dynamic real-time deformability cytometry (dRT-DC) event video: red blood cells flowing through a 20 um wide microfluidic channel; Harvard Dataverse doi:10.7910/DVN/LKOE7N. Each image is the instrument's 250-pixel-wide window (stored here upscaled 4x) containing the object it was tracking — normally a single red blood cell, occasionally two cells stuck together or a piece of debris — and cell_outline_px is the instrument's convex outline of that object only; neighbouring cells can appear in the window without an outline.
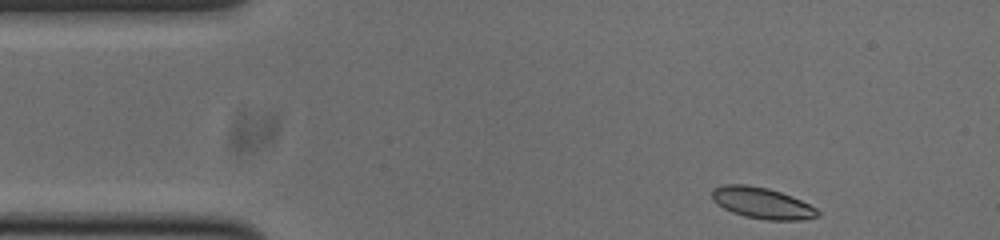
{"species": "common noctule bat (a hibernating species)", "species_latin": "Nyctalus noctula", "temperature_condition": "cold", "stored_images_in_passage": 48, "camera_frame_rate_fps": 3000, "um_per_image_px": 0.085, "animal": {"sex": "male", "body_mass_g": 20.0, "forearm_length_mm": 53.3}, "frame": {"image": 1, "passage_image": 1, "time_ms": 0.0, "image_size_px": [1000, 240], "cell_outline_px": [[820, 216], [804, 220], [768, 220], [744, 216], [732, 212], [716, 204], [712, 200], [712, 188], [724, 184], [748, 184], [768, 188], [792, 196], [816, 208], [820, 212]], "centroid_in_image_um": [64.76, 17.25], "position_along_channel_um": 20.2, "area_um2": 19.36}}
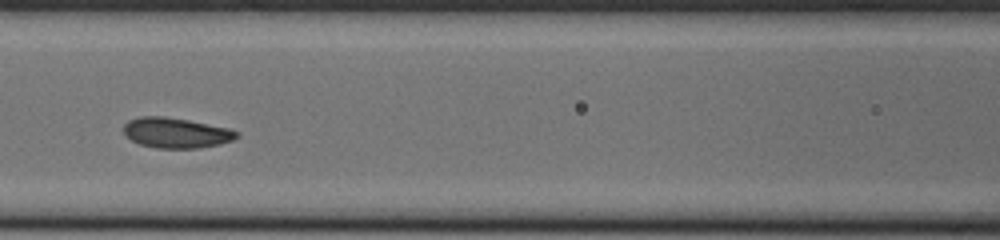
{"frame": {"image": 2, "passage_image": 17, "time_ms": 5.333, "image_size_px": [1000, 240], "cell_outline_px": [[240, 136], [232, 140], [220, 144], [200, 148], [156, 148], [140, 144], [132, 140], [124, 132], [124, 124], [128, 120], [140, 116], [164, 116], [188, 120], [228, 128], [240, 132]], "centroid_in_image_um": [14.99, 11.29], "position_along_channel_um": 151.6, "area_um2": 19.94}}
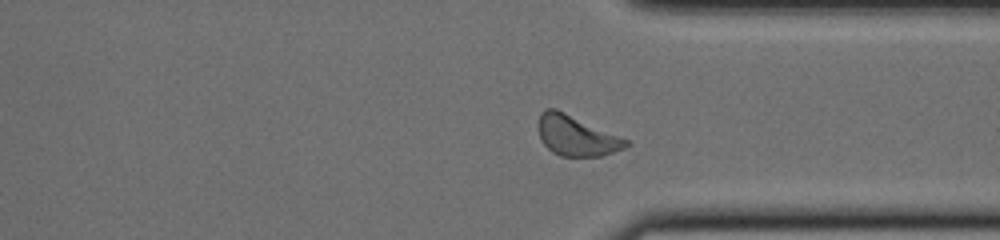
{"frame": {"image": 3, "passage_image": 34, "time_ms": 11.0, "image_size_px": [1000, 240], "cell_outline_px": [[628, 144], [624, 148], [600, 156], [560, 156], [552, 152], [540, 140], [536, 128], [536, 124], [540, 112], [544, 108], [556, 108], [628, 140]], "centroid_in_image_um": [48.89, 11.51], "position_along_channel_um": 362.5, "area_um2": 20.63}}